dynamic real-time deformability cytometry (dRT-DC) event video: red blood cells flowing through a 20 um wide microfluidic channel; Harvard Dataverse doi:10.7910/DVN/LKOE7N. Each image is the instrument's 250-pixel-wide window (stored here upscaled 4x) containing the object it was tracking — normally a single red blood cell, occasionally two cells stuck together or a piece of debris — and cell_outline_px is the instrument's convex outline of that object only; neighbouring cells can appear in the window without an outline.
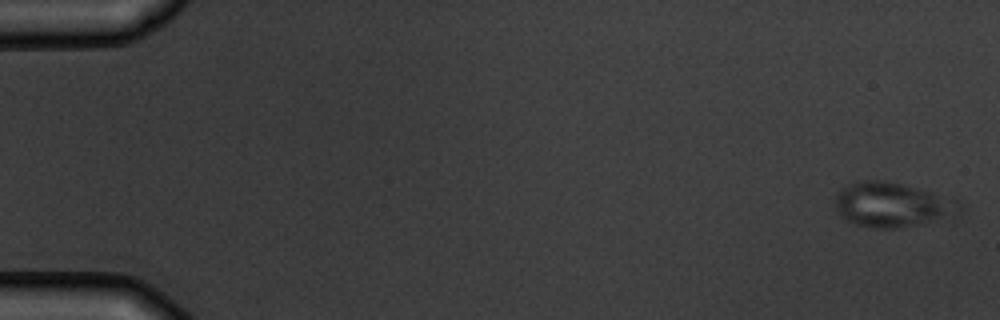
{"species": "common noctule bat (a hibernating species)", "species_latin": "Nyctalus noctula", "temperature_condition": "warm", "stored_images_in_passage": 5, "camera_frame_rate_fps": 3000, "um_per_image_px": 0.085, "animal": {"sex": "male", "body_mass_g": 19.5, "forearm_length_mm": 54.6}, "frame": {"image": 1, "passage_image": 1, "time_ms": 0.0, "image_size_px": [1000, 320], "cell_outline_px": [[968, 204], [956, 220], [896, 228], [872, 228], [856, 224], [848, 220], [836, 212], [836, 192], [840, 188], [856, 180], [884, 180], [932, 192]], "centroid_in_image_um": [75.98, 17.43], "position_along_channel_um": 9.0, "area_um2": 33.52}}